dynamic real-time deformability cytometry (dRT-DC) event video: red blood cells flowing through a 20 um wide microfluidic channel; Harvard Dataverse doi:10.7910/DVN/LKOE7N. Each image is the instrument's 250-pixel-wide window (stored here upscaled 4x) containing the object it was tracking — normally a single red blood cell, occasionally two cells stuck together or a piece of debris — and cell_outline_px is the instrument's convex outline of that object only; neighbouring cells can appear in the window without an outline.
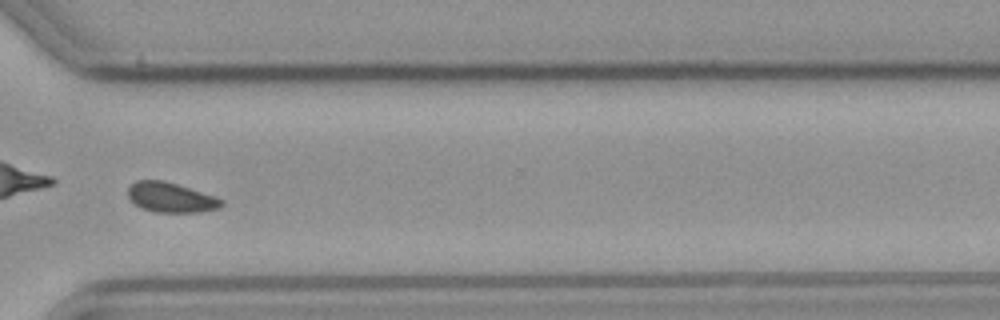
{"species": "common noctule bat (a hibernating species)", "species_latin": "Nyctalus noctula", "temperature_condition": "cold", "stored_images_in_passage": 58, "camera_frame_rate_fps": 3000, "um_per_image_px": 0.085, "animal": {"sex": "male", "body_mass_g": 23.1, "forearm_length_mm": 52.7}, "frame": {"image": 1, "passage_image": 42, "time_ms": 13.667, "image_size_px": [1000, 320], "cell_outline_px": [[224, 204], [220, 208], [200, 212], [156, 212], [140, 208], [128, 196], [128, 188], [136, 180], [164, 180], [216, 196], [224, 200]], "centroid_in_image_um": [14.56, 16.78], "position_along_channel_um": 356.0, "area_um2": 16.36}}